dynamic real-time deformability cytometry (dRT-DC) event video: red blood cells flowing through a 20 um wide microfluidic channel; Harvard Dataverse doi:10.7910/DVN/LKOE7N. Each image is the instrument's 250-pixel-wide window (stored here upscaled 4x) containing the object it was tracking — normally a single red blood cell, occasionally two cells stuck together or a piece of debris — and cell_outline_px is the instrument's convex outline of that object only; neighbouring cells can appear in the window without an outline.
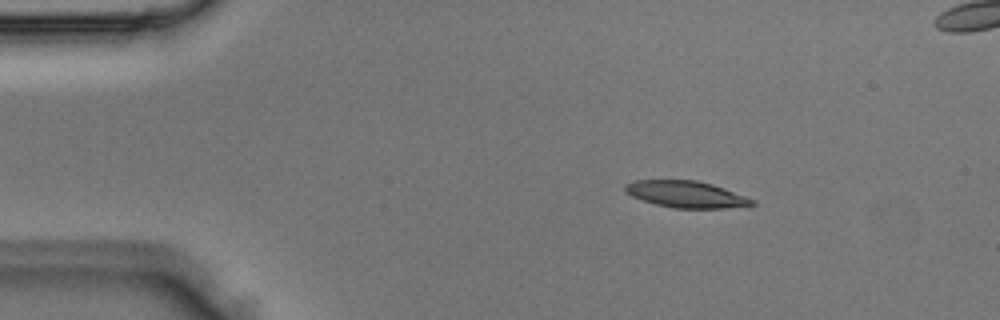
{"species": "Egyptian fruit bat (a non-hibernating species)", "species_latin": "Rousettus aegyptiacus", "temperature_condition": "room temperature", "stored_images_in_passage": 3, "camera_frame_rate_fps": 3000, "um_per_image_px": 0.085, "animal": {"sex": "male"}, "frame": {"image": 1, "passage_image": 1, "time_ms": 0.0, "image_size_px": [1000, 320], "cell_outline_px": [[756, 204], [724, 208], [672, 208], [656, 204], [632, 196], [624, 192], [624, 184], [636, 180], [696, 180], [712, 184], [724, 188], [756, 200]], "centroid_in_image_um": [58.31, 16.51], "position_along_channel_um": 26.7, "area_um2": 19.65}}